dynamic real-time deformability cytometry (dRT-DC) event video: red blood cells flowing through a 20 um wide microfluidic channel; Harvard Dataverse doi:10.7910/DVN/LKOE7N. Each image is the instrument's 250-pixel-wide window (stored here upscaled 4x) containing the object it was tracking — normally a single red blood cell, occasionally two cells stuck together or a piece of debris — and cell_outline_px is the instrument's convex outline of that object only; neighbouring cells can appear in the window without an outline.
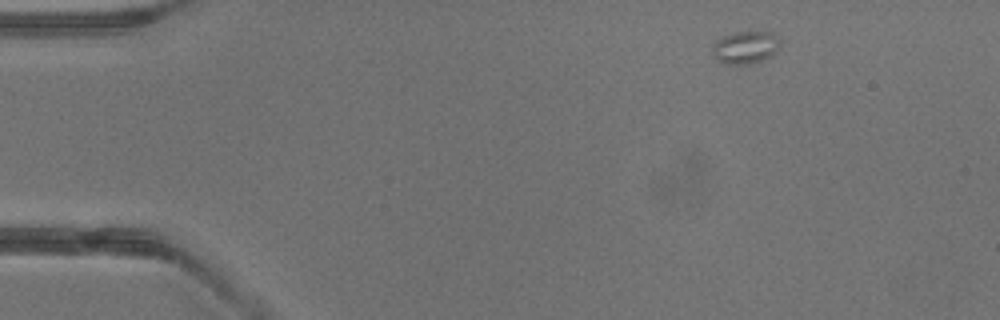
{"species": "common noctule bat (a hibernating species)", "species_latin": "Nyctalus noctula", "temperature_condition": "warm", "stored_images_in_passage": 3, "camera_frame_rate_fps": 3000, "um_per_image_px": 0.085, "animal": {"sex": "male", "body_mass_g": 13.3}, "frame": {"image": 1, "passage_image": 1, "time_ms": 0.0, "image_size_px": [1000, 320], "cell_outline_px": [[780, 44], [776, 52], [772, 56], [748, 64], [728, 64], [716, 60], [712, 52], [712, 44], [716, 40], [724, 36], [736, 32], [772, 32], [780, 40]], "centroid_in_image_um": [63.35, 4.03], "position_along_channel_um": 21.7, "area_um2": 12.83}}